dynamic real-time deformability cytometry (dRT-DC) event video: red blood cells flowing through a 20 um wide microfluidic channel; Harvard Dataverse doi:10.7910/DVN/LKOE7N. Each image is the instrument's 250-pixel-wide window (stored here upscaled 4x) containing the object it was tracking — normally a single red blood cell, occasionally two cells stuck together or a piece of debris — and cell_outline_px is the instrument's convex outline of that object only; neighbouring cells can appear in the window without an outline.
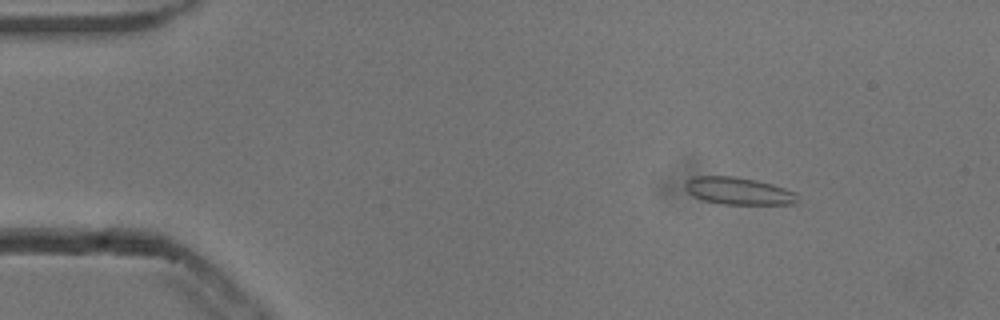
{"species": "common noctule bat (a hibernating species)", "species_latin": "Nyctalus noctula", "temperature_condition": "cold", "stored_images_in_passage": 48, "camera_frame_rate_fps": 3000, "um_per_image_px": 0.085, "animal": {"sex": "male", "body_mass_g": 13.3}, "frame": {"image": 1, "passage_image": 2, "time_ms": 0.333, "image_size_px": [1000, 320], "cell_outline_px": [[796, 200], [792, 204], [724, 204], [704, 200], [692, 196], [684, 188], [684, 184], [688, 180], [696, 176], [732, 176], [756, 180], [772, 184], [796, 192]], "centroid_in_image_um": [62.73, 16.23], "position_along_channel_um": 22.3, "area_um2": 17.69}}
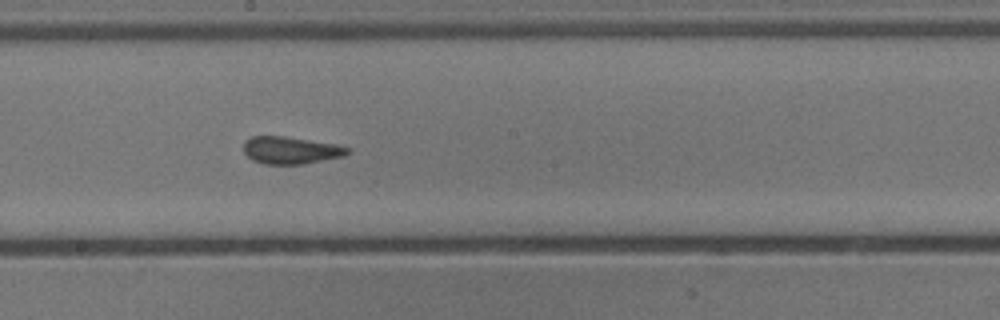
{"frame": {"image": 2, "passage_image": 24, "time_ms": 7.667, "image_size_px": [1000, 320], "cell_outline_px": [[352, 152], [344, 156], [300, 164], [264, 164], [252, 160], [244, 152], [244, 140], [252, 136], [284, 136], [336, 144], [352, 148]], "centroid_in_image_um": [24.73, 12.76], "position_along_channel_um": 223.5, "area_um2": 16.59}}
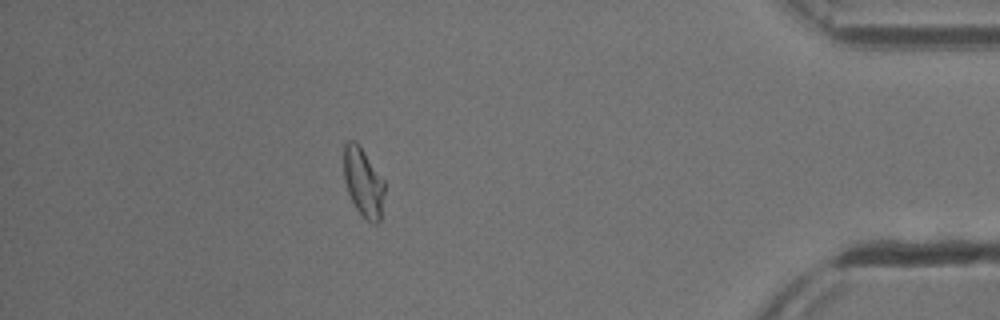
{"frame": {"image": 3, "passage_image": 42, "time_ms": 13.667, "image_size_px": [1000, 320], "cell_outline_px": [[384, 192], [380, 220], [376, 224], [372, 224], [356, 208], [348, 192], [344, 176], [344, 144], [348, 140], [356, 140], [360, 144], [384, 180]], "centroid_in_image_um": [30.88, 15.44], "position_along_channel_um": 404.3, "area_um2": 16.3}, "authors_computed_cell_mechanics": {"area_um2": 16.762, "velocity_mm_per_s": 3.8276, "shape_relaxation_time_tau1_ms": null, "shape_relaxation_time_tau2_ms": 0.6703, "deformation_change_tau1": null, "deformation_change_tau2": 0.0539}}